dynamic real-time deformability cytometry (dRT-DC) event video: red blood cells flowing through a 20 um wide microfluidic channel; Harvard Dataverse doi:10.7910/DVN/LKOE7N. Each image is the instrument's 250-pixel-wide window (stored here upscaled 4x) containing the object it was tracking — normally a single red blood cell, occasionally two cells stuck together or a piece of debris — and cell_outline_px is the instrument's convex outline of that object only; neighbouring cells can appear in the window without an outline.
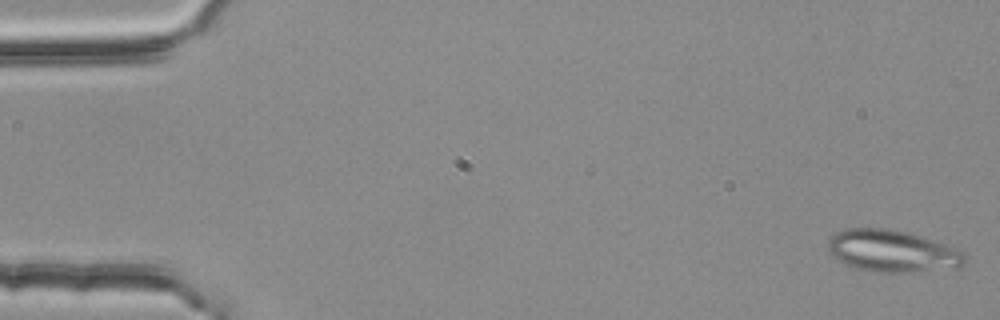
{"species": "common noctule bat (a hibernating species)", "species_latin": "Nyctalus noctula", "temperature_condition": "room temperature", "stored_images_in_passage": 3, "camera_frame_rate_fps": 3000, "um_per_image_px": 0.085, "animal": {"sex": "female", "body_mass_g": 25.1}, "frame": {"image": 1, "passage_image": 1, "time_ms": 0.0, "image_size_px": [1000, 320], "cell_outline_px": [[964, 264], [956, 268], [908, 272], [876, 272], [860, 268], [848, 264], [832, 256], [828, 248], [828, 240], [836, 232], [848, 228], [888, 228], [904, 232], [944, 244], [964, 252]], "centroid_in_image_um": [75.82, 21.34], "position_along_channel_um": 9.2, "area_um2": 32.83}}